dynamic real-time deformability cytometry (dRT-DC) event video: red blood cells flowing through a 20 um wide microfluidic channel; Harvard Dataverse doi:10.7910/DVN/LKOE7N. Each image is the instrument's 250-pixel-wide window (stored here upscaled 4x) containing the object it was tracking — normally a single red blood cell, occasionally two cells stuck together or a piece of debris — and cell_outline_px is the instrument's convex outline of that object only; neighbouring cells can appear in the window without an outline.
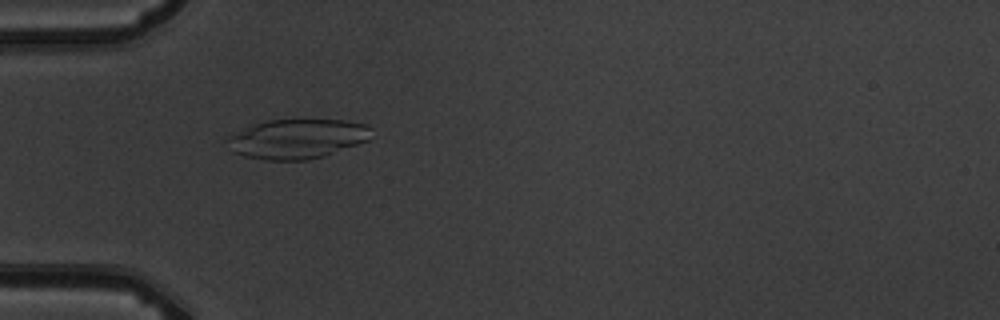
{"species": "common noctule bat (a hibernating species)", "species_latin": "Nyctalus noctula", "temperature_condition": "warm", "stored_images_in_passage": 2, "camera_frame_rate_fps": 3000, "um_per_image_px": 0.085, "animal": {"sex": "male", "body_mass_g": 19.5, "forearm_length_mm": 54.6}, "frame": {"image": 1, "passage_image": 1, "time_ms": 0.0, "image_size_px": [1000, 320], "cell_outline_px": [[372, 128], [368, 140], [324, 156], [308, 160], [264, 160], [244, 156], [232, 152], [224, 140], [228, 136], [252, 124], [268, 120], [348, 120], [364, 124]], "centroid_in_image_um": [25.21, 11.8], "position_along_channel_um": 59.8, "area_um2": 33.29}}